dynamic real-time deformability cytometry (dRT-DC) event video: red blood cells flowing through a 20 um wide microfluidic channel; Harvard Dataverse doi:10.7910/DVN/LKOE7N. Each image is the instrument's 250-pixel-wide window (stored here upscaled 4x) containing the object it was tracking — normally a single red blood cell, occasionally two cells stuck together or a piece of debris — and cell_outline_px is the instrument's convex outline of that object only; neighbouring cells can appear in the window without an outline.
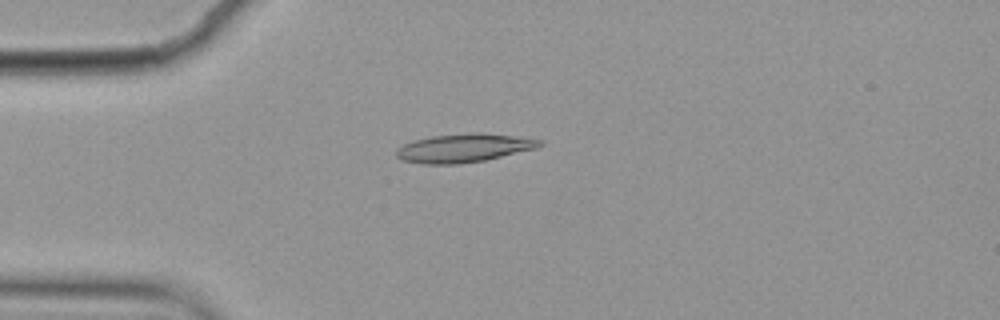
{"species": "common noctule bat (a hibernating species)", "species_latin": "Nyctalus noctula", "temperature_condition": "cold", "stored_images_in_passage": 11, "camera_frame_rate_fps": 3000, "um_per_image_px": 0.085, "animal": {"sex": "female", "body_mass_g": 19.9}, "frame": {"image": 1, "passage_image": 4, "time_ms": 1.0, "image_size_px": [1000, 320], "cell_outline_px": [[544, 144], [536, 148], [484, 160], [460, 164], [420, 164], [400, 160], [396, 156], [396, 148], [412, 140], [432, 136], [476, 132], [480, 132], [544, 140]], "centroid_in_image_um": [39.38, 12.58], "position_along_channel_um": 45.6, "area_um2": 23.87}}
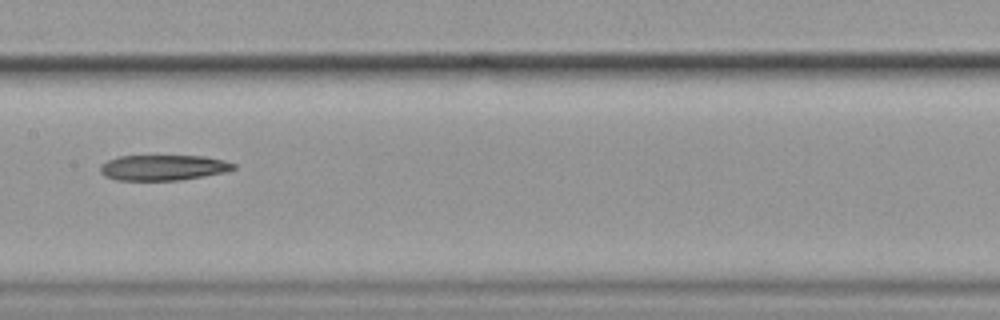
{"frame": {"image": 2, "passage_image": 8, "time_ms": 2.333, "image_size_px": [1000, 320], "cell_outline_px": [[236, 168], [224, 172], [204, 176], [180, 180], [116, 180], [104, 176], [100, 172], [100, 164], [108, 160], [120, 156], [204, 156], [224, 160], [236, 164]], "centroid_in_image_um": [13.86, 14.24], "position_along_channel_um": 193.5, "area_um2": 19.83}}
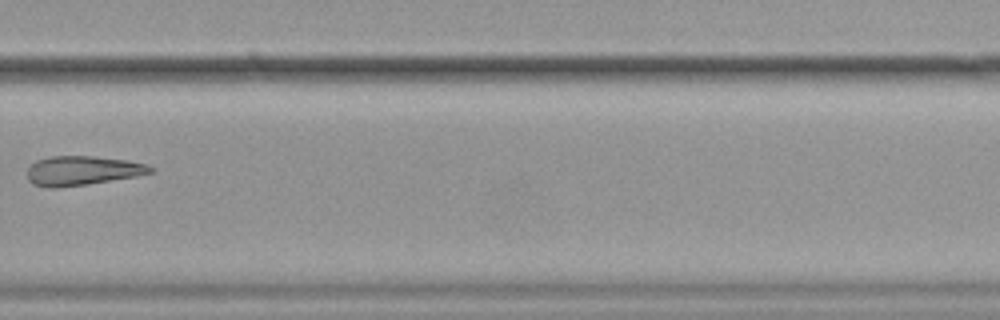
{"frame": {"image": 3, "passage_image": 11, "time_ms": 3.333, "image_size_px": [1000, 320], "cell_outline_px": [[156, 168], [152, 172], [136, 176], [88, 184], [56, 188], [48, 188], [32, 184], [28, 180], [28, 168], [36, 160], [48, 156], [92, 156], [128, 160], [148, 164]], "centroid_in_image_um": [7.0, 14.5], "position_along_channel_um": 322.8, "area_um2": 21.21}}